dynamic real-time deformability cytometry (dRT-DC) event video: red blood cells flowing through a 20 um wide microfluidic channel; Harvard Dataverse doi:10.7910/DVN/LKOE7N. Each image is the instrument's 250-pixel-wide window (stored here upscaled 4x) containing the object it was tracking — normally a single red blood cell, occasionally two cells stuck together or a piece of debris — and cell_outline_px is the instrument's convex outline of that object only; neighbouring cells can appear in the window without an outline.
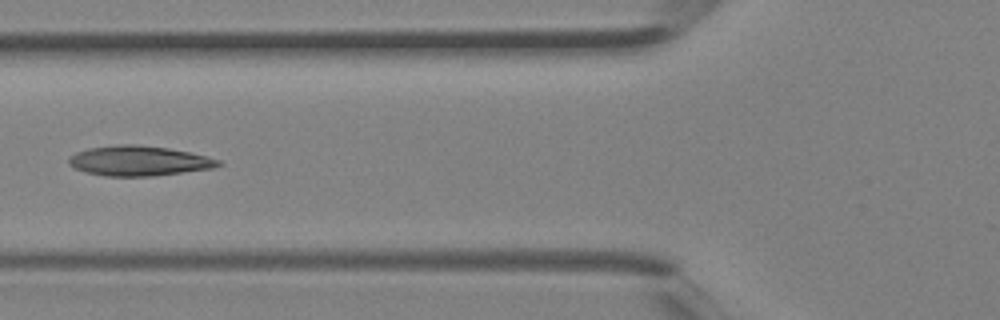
{"species": "Egyptian fruit bat (a non-hibernating species)", "species_latin": "Rousettus aegyptiacus", "temperature_condition": "room temperature", "stored_images_in_passage": 5, "camera_frame_rate_fps": 3000, "um_per_image_px": 0.085, "animal": {"sex": "female"}, "frame": {"image": 1, "passage_image": 5, "time_ms": 1.333, "image_size_px": [1000, 320], "cell_outline_px": [[224, 164], [212, 168], [152, 176], [104, 176], [84, 172], [72, 168], [68, 164], [68, 160], [76, 152], [88, 148], [120, 144], [132, 144], [168, 148], [188, 152], [220, 160]], "centroid_in_image_um": [11.75, 13.68], "position_along_channel_um": 114.0, "area_um2": 26.01}}